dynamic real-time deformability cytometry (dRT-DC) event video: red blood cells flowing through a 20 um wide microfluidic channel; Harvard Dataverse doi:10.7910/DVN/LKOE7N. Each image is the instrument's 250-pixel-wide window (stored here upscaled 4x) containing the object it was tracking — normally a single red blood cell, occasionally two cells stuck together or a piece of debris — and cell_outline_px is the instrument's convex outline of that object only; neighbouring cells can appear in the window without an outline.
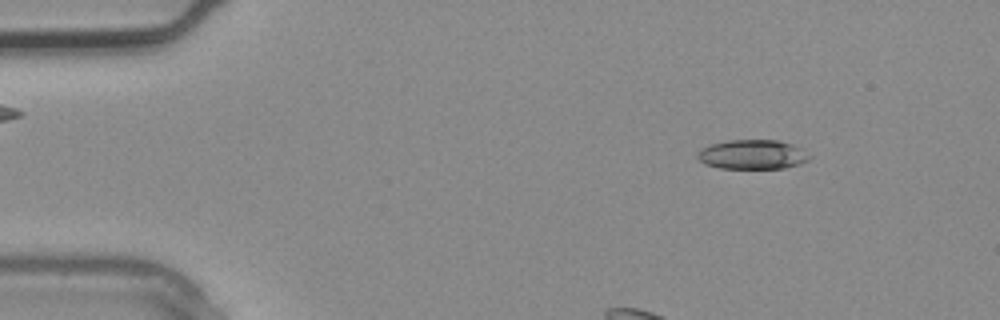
{"species": "common noctule bat (a hibernating species)", "species_latin": "Nyctalus noctula", "temperature_condition": "warm", "stored_images_in_passage": 2, "camera_frame_rate_fps": 3000, "um_per_image_px": 0.085, "animal": {"sex": "male", "body_mass_g": 20.4}, "frame": {"image": 1, "passage_image": 1, "time_ms": 0.0, "image_size_px": [1000, 320], "cell_outline_px": [[812, 156], [808, 160], [800, 164], [784, 168], [720, 168], [704, 164], [696, 156], [696, 152], [700, 148], [712, 144], [728, 140], [776, 140], [792, 144], [800, 148]], "centroid_in_image_um": [63.94, 13.13], "position_along_channel_um": 21.1, "area_um2": 19.25}}